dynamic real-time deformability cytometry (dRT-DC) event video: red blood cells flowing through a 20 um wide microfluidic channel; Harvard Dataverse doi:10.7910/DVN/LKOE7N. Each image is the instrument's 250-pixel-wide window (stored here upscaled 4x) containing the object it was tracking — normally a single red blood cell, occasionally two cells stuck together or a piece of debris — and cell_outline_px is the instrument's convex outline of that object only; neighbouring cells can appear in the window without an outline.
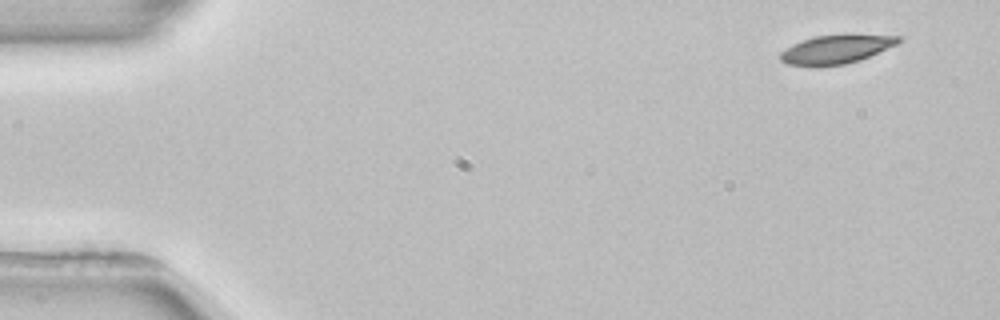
{"species": "common noctule bat (a hibernating species)", "species_latin": "Nyctalus noctula", "temperature_condition": "room temperature", "stored_images_in_passage": 3, "camera_frame_rate_fps": 3000, "um_per_image_px": 0.085, "animal": {"sex": "female", "body_mass_g": 22.7, "forearm_length_mm": 54.2}, "frame": {"image": 1, "passage_image": 1, "time_ms": 0.0, "image_size_px": [1000, 320], "cell_outline_px": [[900, 40], [896, 44], [860, 60], [844, 64], [784, 64], [780, 60], [780, 52], [792, 44], [816, 36], [900, 36]], "centroid_in_image_um": [71.02, 4.2], "position_along_channel_um": 14.0, "area_um2": 18.5}}